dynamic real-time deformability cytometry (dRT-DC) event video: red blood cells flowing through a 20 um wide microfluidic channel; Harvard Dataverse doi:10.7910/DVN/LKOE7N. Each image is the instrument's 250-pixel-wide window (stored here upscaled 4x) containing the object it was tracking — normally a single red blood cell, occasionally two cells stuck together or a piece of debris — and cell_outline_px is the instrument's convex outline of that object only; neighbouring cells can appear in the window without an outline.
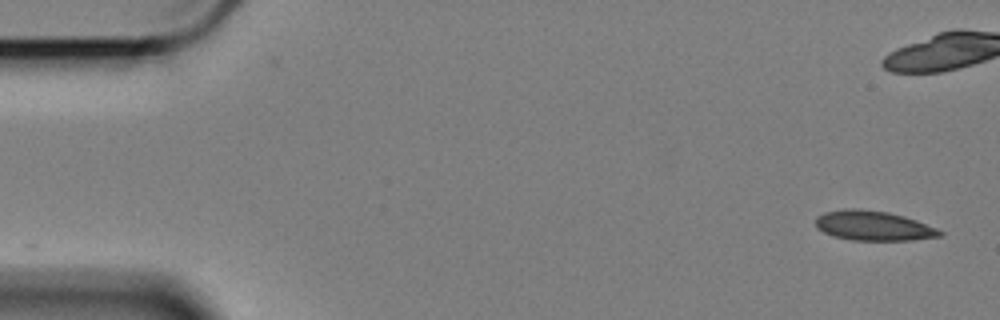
{"species": "Egyptian fruit bat (a non-hibernating species)", "species_latin": "Rousettus aegyptiacus", "temperature_condition": "cold", "stored_images_in_passage": 12, "camera_frame_rate_fps": 3000, "um_per_image_px": 0.085, "animal": {"sex": "female"}, "frame": {"image": 1, "passage_image": 1, "time_ms": 0.0, "image_size_px": [1000, 320], "cell_outline_px": [[944, 232], [940, 236], [912, 240], [852, 240], [832, 236], [816, 228], [816, 216], [824, 212], [844, 208], [856, 208], [888, 212], [904, 216], [916, 220], [936, 228]], "centroid_in_image_um": [74.2, 19.18], "position_along_channel_um": 10.8, "area_um2": 21.56}}